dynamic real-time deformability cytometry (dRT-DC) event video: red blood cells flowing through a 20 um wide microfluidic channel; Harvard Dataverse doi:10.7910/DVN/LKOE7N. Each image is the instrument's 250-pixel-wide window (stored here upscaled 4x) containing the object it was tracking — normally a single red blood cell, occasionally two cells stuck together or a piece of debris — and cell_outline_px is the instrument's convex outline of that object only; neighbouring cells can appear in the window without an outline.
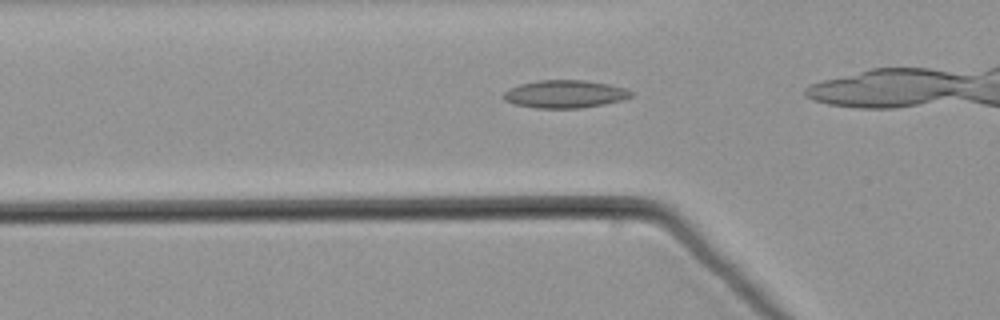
{"species": "common noctule bat (a hibernating species)", "species_latin": "Nyctalus noctula", "temperature_condition": "warm", "stored_images_in_passage": 28, "camera_frame_rate_fps": 3000, "um_per_image_px": 0.085, "animal": {"sex": "male", "body_mass_g": 21.5, "forearm_length_mm": 52.0}, "frame": {"image": 1, "passage_image": 10, "time_ms": 3.0, "image_size_px": [1000, 320], "cell_outline_px": [[632, 96], [624, 100], [604, 104], [580, 108], [536, 108], [512, 104], [504, 100], [500, 96], [508, 88], [520, 84], [540, 80], [584, 80], [608, 84], [624, 88], [632, 92]], "centroid_in_image_um": [47.97, 8.0], "position_along_channel_um": 77.8, "area_um2": 20.81}}
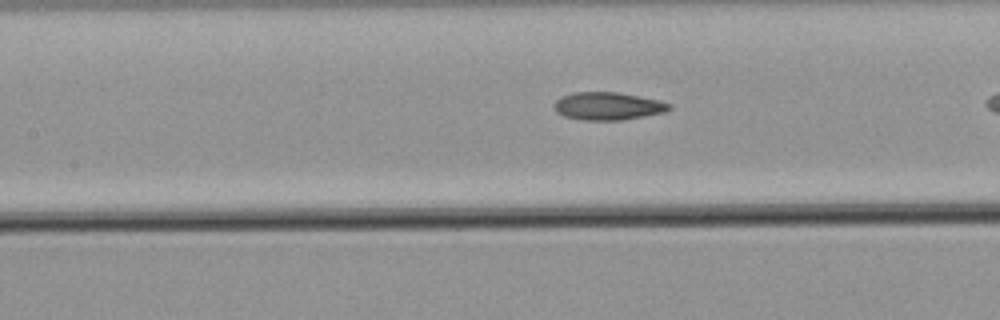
{"frame": {"image": 2, "passage_image": 16, "time_ms": 5.0, "image_size_px": [1000, 320], "cell_outline_px": [[672, 108], [664, 112], [644, 116], [620, 120], [584, 120], [564, 116], [556, 112], [552, 104], [560, 96], [576, 92], [620, 92], [660, 100], [672, 104]], "centroid_in_image_um": [51.67, 9.01], "position_along_channel_um": 155.7, "area_um2": 18.79}}
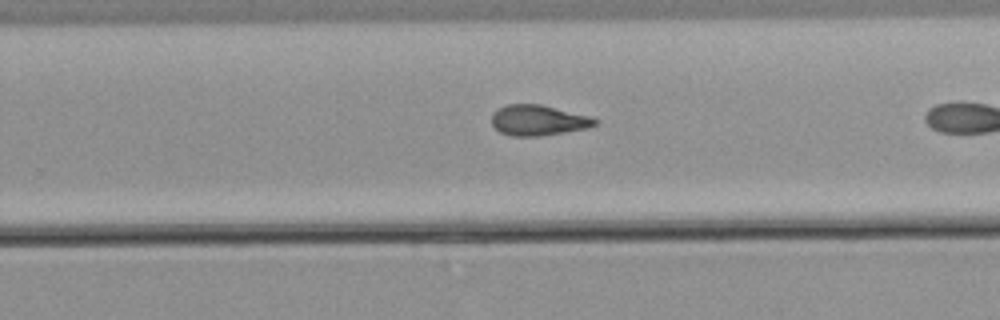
{"frame": {"image": 3, "passage_image": 26, "time_ms": 8.333, "image_size_px": [1000, 320], "cell_outline_px": [[600, 120], [596, 124], [588, 128], [540, 136], [512, 136], [500, 132], [492, 124], [492, 116], [500, 108], [508, 104], [540, 104], [592, 116]], "centroid_in_image_um": [45.81, 10.22], "position_along_channel_um": 284.0, "area_um2": 18.32}}